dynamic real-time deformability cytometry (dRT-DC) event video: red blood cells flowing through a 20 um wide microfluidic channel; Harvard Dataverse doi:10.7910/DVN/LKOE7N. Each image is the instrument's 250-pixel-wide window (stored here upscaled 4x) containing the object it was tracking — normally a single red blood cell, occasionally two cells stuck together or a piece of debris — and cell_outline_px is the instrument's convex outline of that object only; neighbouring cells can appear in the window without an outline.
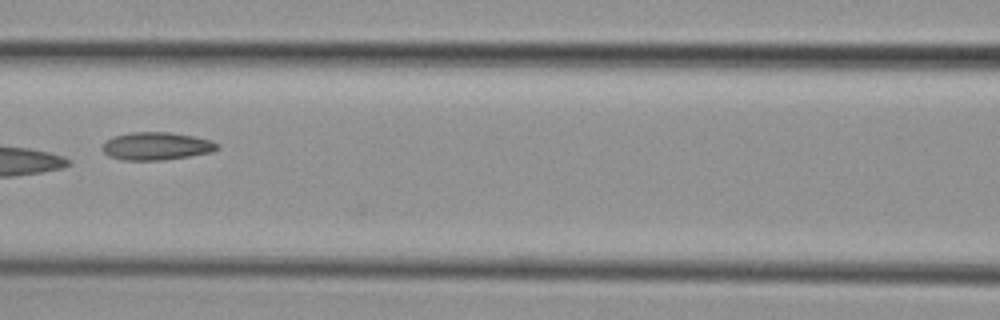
{"species": "common noctule bat (a hibernating species)", "species_latin": "Nyctalus noctula", "temperature_condition": "cold", "stored_images_in_passage": 10, "camera_frame_rate_fps": 3000, "um_per_image_px": 0.085, "animal": {"sex": "female", "body_mass_g": 29.2, "forearm_length_mm": 56.3}, "frame": {"image": 1, "passage_image": 7, "time_ms": 7.0, "image_size_px": [1000, 320], "cell_outline_px": [[220, 148], [212, 152], [164, 160], [120, 160], [108, 156], [100, 148], [112, 136], [132, 132], [172, 132], [212, 140], [220, 144]], "centroid_in_image_um": [13.3, 12.42], "position_along_channel_um": 153.3, "area_um2": 18.79}}
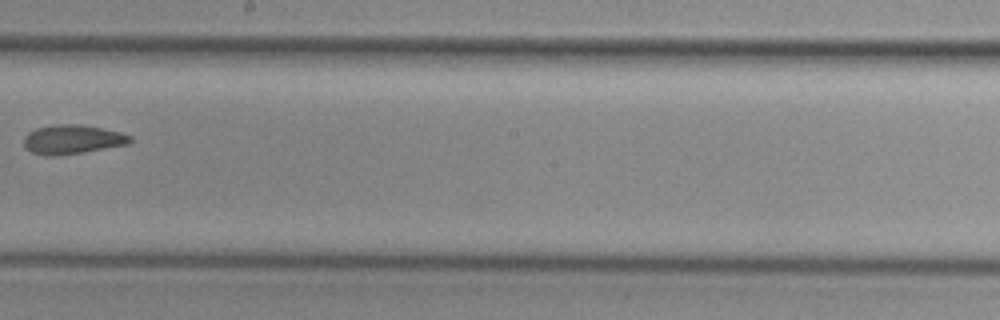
{"frame": {"image": 2, "passage_image": 9, "time_ms": 9.333, "image_size_px": [1000, 320], "cell_outline_px": [[132, 140], [128, 144], [84, 152], [56, 156], [44, 156], [32, 152], [24, 144], [24, 136], [28, 132], [36, 128], [56, 124], [80, 124], [120, 132], [132, 136]], "centroid_in_image_um": [6.14, 11.85], "position_along_channel_um": 242.1, "area_um2": 18.03}}
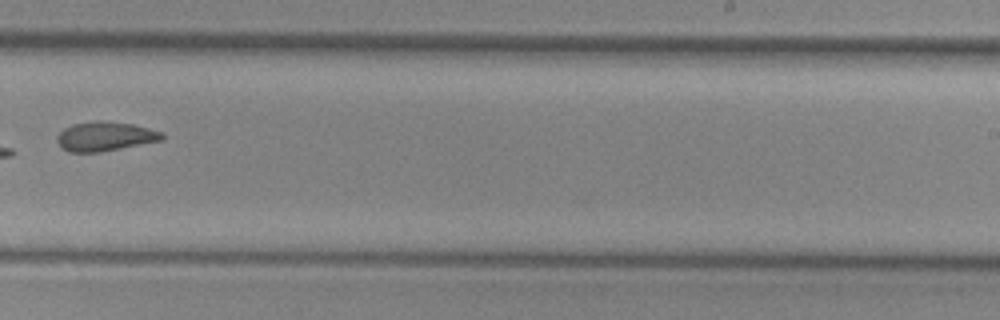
{"frame": {"image": 3, "passage_image": 10, "time_ms": 10.333, "image_size_px": [1000, 320], "cell_outline_px": [[164, 140], [100, 152], [68, 152], [60, 148], [56, 140], [56, 136], [64, 128], [72, 124], [100, 120], [132, 124], [164, 132]], "centroid_in_image_um": [8.92, 11.6], "position_along_channel_um": 280.1, "area_um2": 18.09}}